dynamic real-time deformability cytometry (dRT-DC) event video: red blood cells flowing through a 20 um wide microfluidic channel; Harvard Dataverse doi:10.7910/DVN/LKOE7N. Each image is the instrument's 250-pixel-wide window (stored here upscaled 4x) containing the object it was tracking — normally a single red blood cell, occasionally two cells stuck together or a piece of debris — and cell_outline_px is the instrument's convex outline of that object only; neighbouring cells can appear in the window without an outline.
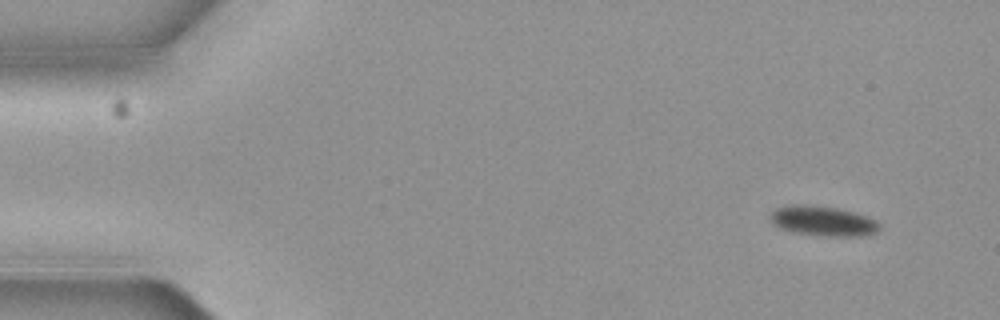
{"species": "common noctule bat (a hibernating species)", "species_latin": "Nyctalus noctula", "temperature_condition": "cold", "stored_images_in_passage": 7, "camera_frame_rate_fps": 3000, "um_per_image_px": 0.085, "animal": {"sex": "female", "body_mass_g": 19.3, "forearm_length_mm": 54.1}, "frame": {"image": 1, "passage_image": 1, "time_ms": 0.0, "image_size_px": [1000, 320], "cell_outline_px": [[880, 228], [876, 232], [860, 236], [828, 236], [796, 232], [780, 228], [772, 224], [768, 216], [776, 208], [788, 204], [804, 204], [836, 208], [868, 216], [876, 220], [880, 224]], "centroid_in_image_um": [69.92, 18.77], "position_along_channel_um": 15.1, "area_um2": 19.02}}
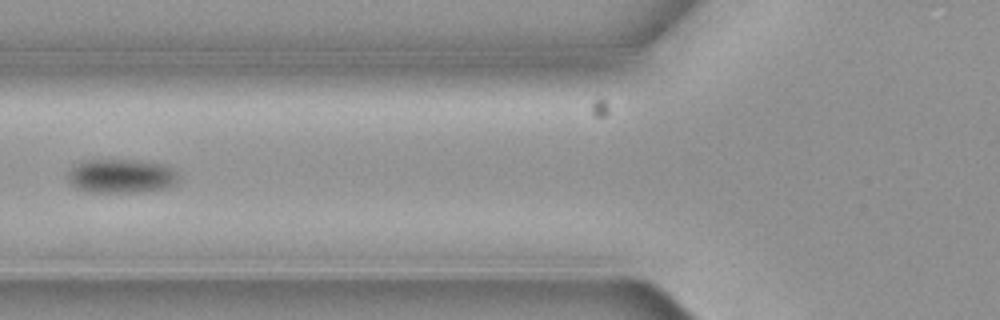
{"frame": {"image": 2, "passage_image": 6, "time_ms": 1.667, "image_size_px": [1000, 320], "cell_outline_px": [[180, 176], [176, 184], [164, 188], [144, 192], [88, 192], [76, 188], [68, 180], [68, 172], [76, 164], [84, 160], [136, 160], [164, 164], [172, 168]], "centroid_in_image_um": [10.33, 14.97], "position_along_channel_um": 115.5, "area_um2": 22.08}}
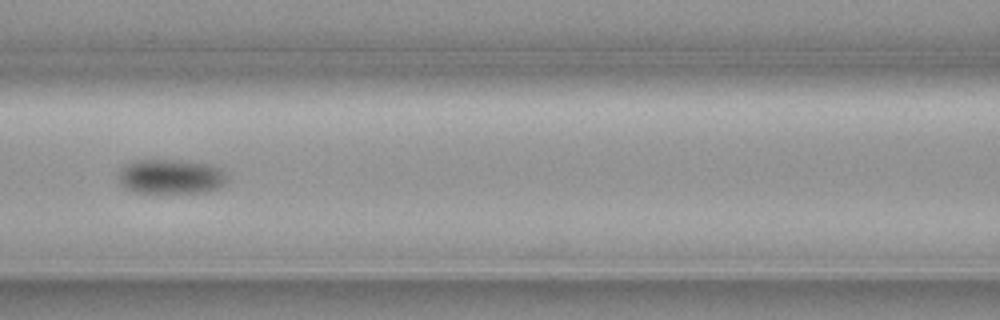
{"frame": {"image": 3, "passage_image": 7, "time_ms": 2.0, "image_size_px": [1000, 320], "cell_outline_px": [[228, 176], [224, 184], [208, 192], [136, 192], [124, 188], [120, 184], [116, 176], [128, 164], [136, 160], [192, 160], [212, 164], [220, 168]], "centroid_in_image_um": [14.55, 14.99], "position_along_channel_um": 152.0, "area_um2": 22.08}}